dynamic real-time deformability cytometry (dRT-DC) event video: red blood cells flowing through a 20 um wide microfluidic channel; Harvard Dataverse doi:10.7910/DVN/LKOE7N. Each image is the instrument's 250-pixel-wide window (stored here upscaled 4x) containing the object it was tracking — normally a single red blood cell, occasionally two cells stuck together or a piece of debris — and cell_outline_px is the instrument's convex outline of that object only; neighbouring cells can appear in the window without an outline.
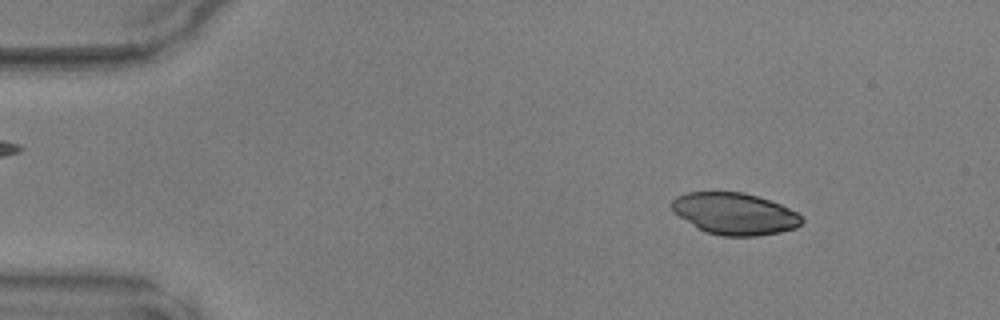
{"species": "common noctule bat (a hibernating species)", "species_latin": "Nyctalus noctula", "temperature_condition": "warm", "stored_images_in_passage": 41, "camera_frame_rate_fps": 3000, "um_per_image_px": 0.085, "animal": {"sex": "male", "body_mass_g": 17.9, "forearm_length_mm": 54.2}, "frame": {"image": 1, "passage_image": 6, "time_ms": 1.667, "image_size_px": [1000, 320], "cell_outline_px": [[804, 220], [796, 228], [780, 232], [756, 236], [724, 236], [704, 232], [696, 228], [672, 212], [672, 200], [676, 196], [688, 192], [744, 192], [780, 204], [796, 212]], "centroid_in_image_um": [62.41, 18.17], "position_along_channel_um": 22.6, "area_um2": 31.67}}